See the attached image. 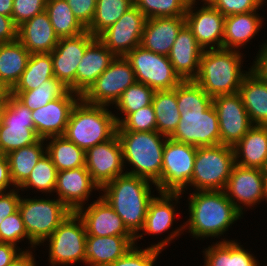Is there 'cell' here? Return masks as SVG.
Instances as JSON below:
<instances>
[{"mask_svg":"<svg viewBox=\"0 0 267 266\" xmlns=\"http://www.w3.org/2000/svg\"><path fill=\"white\" fill-rule=\"evenodd\" d=\"M180 122L170 139L196 147L220 145L218 116L210 97L193 80L177 85Z\"/></svg>","mask_w":267,"mask_h":266,"instance_id":"cell-1","label":"cell"},{"mask_svg":"<svg viewBox=\"0 0 267 266\" xmlns=\"http://www.w3.org/2000/svg\"><path fill=\"white\" fill-rule=\"evenodd\" d=\"M189 201L190 218L186 221V225L184 224L173 231L168 238L150 247L164 250L163 247L167 246L174 237L181 233L180 231H184L187 227L195 238L221 236L242 215L226 196L224 190L196 191L190 195Z\"/></svg>","mask_w":267,"mask_h":266,"instance_id":"cell-2","label":"cell"},{"mask_svg":"<svg viewBox=\"0 0 267 266\" xmlns=\"http://www.w3.org/2000/svg\"><path fill=\"white\" fill-rule=\"evenodd\" d=\"M150 182L139 176L123 174L100 189L104 192L101 197L122 218L135 240L142 238L143 234L137 232L144 226L148 206L153 199Z\"/></svg>","mask_w":267,"mask_h":266,"instance_id":"cell-3","label":"cell"},{"mask_svg":"<svg viewBox=\"0 0 267 266\" xmlns=\"http://www.w3.org/2000/svg\"><path fill=\"white\" fill-rule=\"evenodd\" d=\"M242 56L236 49L204 50L198 74L193 81L212 98L239 92L248 73L241 71Z\"/></svg>","mask_w":267,"mask_h":266,"instance_id":"cell-4","label":"cell"},{"mask_svg":"<svg viewBox=\"0 0 267 266\" xmlns=\"http://www.w3.org/2000/svg\"><path fill=\"white\" fill-rule=\"evenodd\" d=\"M106 107L86 103L81 98L72 109L63 136L85 152L110 140L116 134L117 123L115 114Z\"/></svg>","mask_w":267,"mask_h":266,"instance_id":"cell-5","label":"cell"},{"mask_svg":"<svg viewBox=\"0 0 267 266\" xmlns=\"http://www.w3.org/2000/svg\"><path fill=\"white\" fill-rule=\"evenodd\" d=\"M116 134L123 149L124 163L127 161L134 167L125 173L145 178L155 185L161 178L164 145L168 137L157 131H116Z\"/></svg>","mask_w":267,"mask_h":266,"instance_id":"cell-6","label":"cell"},{"mask_svg":"<svg viewBox=\"0 0 267 266\" xmlns=\"http://www.w3.org/2000/svg\"><path fill=\"white\" fill-rule=\"evenodd\" d=\"M234 165L233 147L223 144L197 147L189 185L197 191L224 190Z\"/></svg>","mask_w":267,"mask_h":266,"instance_id":"cell-7","label":"cell"},{"mask_svg":"<svg viewBox=\"0 0 267 266\" xmlns=\"http://www.w3.org/2000/svg\"><path fill=\"white\" fill-rule=\"evenodd\" d=\"M19 211L30 240L39 245L58 228L72 211L58 198H20Z\"/></svg>","mask_w":267,"mask_h":266,"instance_id":"cell-8","label":"cell"},{"mask_svg":"<svg viewBox=\"0 0 267 266\" xmlns=\"http://www.w3.org/2000/svg\"><path fill=\"white\" fill-rule=\"evenodd\" d=\"M197 147L167 138L164 145L159 192L182 193L191 181Z\"/></svg>","mask_w":267,"mask_h":266,"instance_id":"cell-9","label":"cell"},{"mask_svg":"<svg viewBox=\"0 0 267 266\" xmlns=\"http://www.w3.org/2000/svg\"><path fill=\"white\" fill-rule=\"evenodd\" d=\"M125 57L132 66L137 82L154 91L172 90L183 81L175 72L168 56L154 53L139 45Z\"/></svg>","mask_w":267,"mask_h":266,"instance_id":"cell-10","label":"cell"},{"mask_svg":"<svg viewBox=\"0 0 267 266\" xmlns=\"http://www.w3.org/2000/svg\"><path fill=\"white\" fill-rule=\"evenodd\" d=\"M86 229L76 212L69 214L49 239V262L52 266L69 265L83 261L86 244Z\"/></svg>","mask_w":267,"mask_h":266,"instance_id":"cell-11","label":"cell"},{"mask_svg":"<svg viewBox=\"0 0 267 266\" xmlns=\"http://www.w3.org/2000/svg\"><path fill=\"white\" fill-rule=\"evenodd\" d=\"M32 111L15 96L7 92V106L0 127V149L4 155L36 143L37 135L32 120Z\"/></svg>","mask_w":267,"mask_h":266,"instance_id":"cell-12","label":"cell"},{"mask_svg":"<svg viewBox=\"0 0 267 266\" xmlns=\"http://www.w3.org/2000/svg\"><path fill=\"white\" fill-rule=\"evenodd\" d=\"M132 66L125 56H116L81 98L89 104H115L121 94L136 83Z\"/></svg>","mask_w":267,"mask_h":266,"instance_id":"cell-13","label":"cell"},{"mask_svg":"<svg viewBox=\"0 0 267 266\" xmlns=\"http://www.w3.org/2000/svg\"><path fill=\"white\" fill-rule=\"evenodd\" d=\"M218 116L220 144L233 147L253 126L239 92L213 98Z\"/></svg>","mask_w":267,"mask_h":266,"instance_id":"cell-14","label":"cell"},{"mask_svg":"<svg viewBox=\"0 0 267 266\" xmlns=\"http://www.w3.org/2000/svg\"><path fill=\"white\" fill-rule=\"evenodd\" d=\"M146 17L133 5L97 38L115 55L126 56L140 45Z\"/></svg>","mask_w":267,"mask_h":266,"instance_id":"cell-15","label":"cell"},{"mask_svg":"<svg viewBox=\"0 0 267 266\" xmlns=\"http://www.w3.org/2000/svg\"><path fill=\"white\" fill-rule=\"evenodd\" d=\"M85 155V167L100 189L116 177L126 174L123 173L126 164L117 134L110 140L89 148Z\"/></svg>","mask_w":267,"mask_h":266,"instance_id":"cell-16","label":"cell"},{"mask_svg":"<svg viewBox=\"0 0 267 266\" xmlns=\"http://www.w3.org/2000/svg\"><path fill=\"white\" fill-rule=\"evenodd\" d=\"M87 30L75 37L60 38L50 52L54 77L76 92V71L86 48L95 39Z\"/></svg>","mask_w":267,"mask_h":266,"instance_id":"cell-17","label":"cell"},{"mask_svg":"<svg viewBox=\"0 0 267 266\" xmlns=\"http://www.w3.org/2000/svg\"><path fill=\"white\" fill-rule=\"evenodd\" d=\"M203 1L205 6L196 12L193 10L196 0L189 2L185 14L186 24L204 50L222 48L225 16L206 0Z\"/></svg>","mask_w":267,"mask_h":266,"instance_id":"cell-18","label":"cell"},{"mask_svg":"<svg viewBox=\"0 0 267 266\" xmlns=\"http://www.w3.org/2000/svg\"><path fill=\"white\" fill-rule=\"evenodd\" d=\"M265 178L266 171L264 170L245 168L235 164L224 192L243 214L241 204H244L245 207H251L261 202V199L264 200Z\"/></svg>","mask_w":267,"mask_h":266,"instance_id":"cell-19","label":"cell"},{"mask_svg":"<svg viewBox=\"0 0 267 266\" xmlns=\"http://www.w3.org/2000/svg\"><path fill=\"white\" fill-rule=\"evenodd\" d=\"M80 99V94L69 90L64 96L33 110L31 115L37 135L41 139L63 136L72 109Z\"/></svg>","mask_w":267,"mask_h":266,"instance_id":"cell-20","label":"cell"},{"mask_svg":"<svg viewBox=\"0 0 267 266\" xmlns=\"http://www.w3.org/2000/svg\"><path fill=\"white\" fill-rule=\"evenodd\" d=\"M85 208H79L76 213L82 219L87 235L133 236L125 227L122 218L101 196Z\"/></svg>","mask_w":267,"mask_h":266,"instance_id":"cell-21","label":"cell"},{"mask_svg":"<svg viewBox=\"0 0 267 266\" xmlns=\"http://www.w3.org/2000/svg\"><path fill=\"white\" fill-rule=\"evenodd\" d=\"M93 189L100 188L86 167L57 171L55 192L58 194V199L72 212L84 208L85 200L87 201Z\"/></svg>","mask_w":267,"mask_h":266,"instance_id":"cell-22","label":"cell"},{"mask_svg":"<svg viewBox=\"0 0 267 266\" xmlns=\"http://www.w3.org/2000/svg\"><path fill=\"white\" fill-rule=\"evenodd\" d=\"M204 49L197 43L191 29L185 24L176 37L168 55L175 72L183 80H194Z\"/></svg>","mask_w":267,"mask_h":266,"instance_id":"cell-23","label":"cell"},{"mask_svg":"<svg viewBox=\"0 0 267 266\" xmlns=\"http://www.w3.org/2000/svg\"><path fill=\"white\" fill-rule=\"evenodd\" d=\"M185 17H159L146 19L140 45L149 51L168 56Z\"/></svg>","mask_w":267,"mask_h":266,"instance_id":"cell-24","label":"cell"},{"mask_svg":"<svg viewBox=\"0 0 267 266\" xmlns=\"http://www.w3.org/2000/svg\"><path fill=\"white\" fill-rule=\"evenodd\" d=\"M134 236H86L84 258L89 266H108L135 245Z\"/></svg>","mask_w":267,"mask_h":266,"instance_id":"cell-25","label":"cell"},{"mask_svg":"<svg viewBox=\"0 0 267 266\" xmlns=\"http://www.w3.org/2000/svg\"><path fill=\"white\" fill-rule=\"evenodd\" d=\"M18 40L33 53H50L59 38L53 29L48 13L43 11L18 26Z\"/></svg>","mask_w":267,"mask_h":266,"instance_id":"cell-26","label":"cell"},{"mask_svg":"<svg viewBox=\"0 0 267 266\" xmlns=\"http://www.w3.org/2000/svg\"><path fill=\"white\" fill-rule=\"evenodd\" d=\"M116 56L96 37L86 48L77 66L76 93L81 96L106 70Z\"/></svg>","mask_w":267,"mask_h":266,"instance_id":"cell-27","label":"cell"},{"mask_svg":"<svg viewBox=\"0 0 267 266\" xmlns=\"http://www.w3.org/2000/svg\"><path fill=\"white\" fill-rule=\"evenodd\" d=\"M234 153L236 165L266 171L267 126L253 125L234 146Z\"/></svg>","mask_w":267,"mask_h":266,"instance_id":"cell-28","label":"cell"},{"mask_svg":"<svg viewBox=\"0 0 267 266\" xmlns=\"http://www.w3.org/2000/svg\"><path fill=\"white\" fill-rule=\"evenodd\" d=\"M239 93L251 123L267 126V82L250 70L240 85Z\"/></svg>","mask_w":267,"mask_h":266,"instance_id":"cell-29","label":"cell"},{"mask_svg":"<svg viewBox=\"0 0 267 266\" xmlns=\"http://www.w3.org/2000/svg\"><path fill=\"white\" fill-rule=\"evenodd\" d=\"M256 13L255 10L225 17L222 48L238 49L258 33L262 28V18Z\"/></svg>","mask_w":267,"mask_h":266,"instance_id":"cell-30","label":"cell"},{"mask_svg":"<svg viewBox=\"0 0 267 266\" xmlns=\"http://www.w3.org/2000/svg\"><path fill=\"white\" fill-rule=\"evenodd\" d=\"M30 55L18 39L10 43L0 44V84L8 92L20 80Z\"/></svg>","mask_w":267,"mask_h":266,"instance_id":"cell-31","label":"cell"},{"mask_svg":"<svg viewBox=\"0 0 267 266\" xmlns=\"http://www.w3.org/2000/svg\"><path fill=\"white\" fill-rule=\"evenodd\" d=\"M161 197H153L148 206L142 230L143 234H161L170 229L176 216L173 201L178 202L182 193L158 192ZM172 201V204H171Z\"/></svg>","mask_w":267,"mask_h":266,"instance_id":"cell-32","label":"cell"},{"mask_svg":"<svg viewBox=\"0 0 267 266\" xmlns=\"http://www.w3.org/2000/svg\"><path fill=\"white\" fill-rule=\"evenodd\" d=\"M234 241H219L203 252L204 266H258L255 257Z\"/></svg>","mask_w":267,"mask_h":266,"instance_id":"cell-33","label":"cell"},{"mask_svg":"<svg viewBox=\"0 0 267 266\" xmlns=\"http://www.w3.org/2000/svg\"><path fill=\"white\" fill-rule=\"evenodd\" d=\"M44 141L45 139L40 138L32 145L15 149L7 154L11 180L17 189L28 179L38 161L46 154Z\"/></svg>","mask_w":267,"mask_h":266,"instance_id":"cell-34","label":"cell"},{"mask_svg":"<svg viewBox=\"0 0 267 266\" xmlns=\"http://www.w3.org/2000/svg\"><path fill=\"white\" fill-rule=\"evenodd\" d=\"M152 106L156 116L157 132L169 138L180 122L177 86L172 90L155 91Z\"/></svg>","mask_w":267,"mask_h":266,"instance_id":"cell-35","label":"cell"},{"mask_svg":"<svg viewBox=\"0 0 267 266\" xmlns=\"http://www.w3.org/2000/svg\"><path fill=\"white\" fill-rule=\"evenodd\" d=\"M46 146V153L52 160L57 171L85 167V151L64 136H52Z\"/></svg>","mask_w":267,"mask_h":266,"instance_id":"cell-36","label":"cell"},{"mask_svg":"<svg viewBox=\"0 0 267 266\" xmlns=\"http://www.w3.org/2000/svg\"><path fill=\"white\" fill-rule=\"evenodd\" d=\"M54 78L50 53H33L27 62L20 80L11 91H29L36 89L46 80Z\"/></svg>","mask_w":267,"mask_h":266,"instance_id":"cell-37","label":"cell"},{"mask_svg":"<svg viewBox=\"0 0 267 266\" xmlns=\"http://www.w3.org/2000/svg\"><path fill=\"white\" fill-rule=\"evenodd\" d=\"M45 11L59 39L75 37L86 31L66 0H47Z\"/></svg>","mask_w":267,"mask_h":266,"instance_id":"cell-38","label":"cell"},{"mask_svg":"<svg viewBox=\"0 0 267 266\" xmlns=\"http://www.w3.org/2000/svg\"><path fill=\"white\" fill-rule=\"evenodd\" d=\"M133 5L134 0H97L93 21L86 30L98 37Z\"/></svg>","mask_w":267,"mask_h":266,"instance_id":"cell-39","label":"cell"},{"mask_svg":"<svg viewBox=\"0 0 267 266\" xmlns=\"http://www.w3.org/2000/svg\"><path fill=\"white\" fill-rule=\"evenodd\" d=\"M68 91L69 88L54 77L46 80L34 90L10 91L9 93L33 111L58 97L64 96Z\"/></svg>","mask_w":267,"mask_h":266,"instance_id":"cell-40","label":"cell"},{"mask_svg":"<svg viewBox=\"0 0 267 266\" xmlns=\"http://www.w3.org/2000/svg\"><path fill=\"white\" fill-rule=\"evenodd\" d=\"M154 92L155 91L151 87L139 82L129 86L115 103L117 109L124 115L121 119L115 115L117 125L129 114L140 108L151 105Z\"/></svg>","mask_w":267,"mask_h":266,"instance_id":"cell-41","label":"cell"},{"mask_svg":"<svg viewBox=\"0 0 267 266\" xmlns=\"http://www.w3.org/2000/svg\"><path fill=\"white\" fill-rule=\"evenodd\" d=\"M191 0H134V5L146 19L159 17H185Z\"/></svg>","mask_w":267,"mask_h":266,"instance_id":"cell-42","label":"cell"},{"mask_svg":"<svg viewBox=\"0 0 267 266\" xmlns=\"http://www.w3.org/2000/svg\"><path fill=\"white\" fill-rule=\"evenodd\" d=\"M57 169L46 153L36 164L28 179L19 187L20 189L35 188L41 192H54L56 187Z\"/></svg>","mask_w":267,"mask_h":266,"instance_id":"cell-43","label":"cell"},{"mask_svg":"<svg viewBox=\"0 0 267 266\" xmlns=\"http://www.w3.org/2000/svg\"><path fill=\"white\" fill-rule=\"evenodd\" d=\"M116 131H157L156 116L152 104L129 114Z\"/></svg>","mask_w":267,"mask_h":266,"instance_id":"cell-44","label":"cell"},{"mask_svg":"<svg viewBox=\"0 0 267 266\" xmlns=\"http://www.w3.org/2000/svg\"><path fill=\"white\" fill-rule=\"evenodd\" d=\"M23 238L29 240L32 248L36 246L28 237L21 213L18 210L12 215L7 216L0 223V242L10 243L16 246L17 242H20Z\"/></svg>","mask_w":267,"mask_h":266,"instance_id":"cell-45","label":"cell"},{"mask_svg":"<svg viewBox=\"0 0 267 266\" xmlns=\"http://www.w3.org/2000/svg\"><path fill=\"white\" fill-rule=\"evenodd\" d=\"M135 246L108 266H153L161 250L152 247L138 250Z\"/></svg>","mask_w":267,"mask_h":266,"instance_id":"cell-46","label":"cell"},{"mask_svg":"<svg viewBox=\"0 0 267 266\" xmlns=\"http://www.w3.org/2000/svg\"><path fill=\"white\" fill-rule=\"evenodd\" d=\"M265 0H206L225 17L258 10Z\"/></svg>","mask_w":267,"mask_h":266,"instance_id":"cell-47","label":"cell"},{"mask_svg":"<svg viewBox=\"0 0 267 266\" xmlns=\"http://www.w3.org/2000/svg\"><path fill=\"white\" fill-rule=\"evenodd\" d=\"M47 0H13L12 19L19 26L45 11Z\"/></svg>","mask_w":267,"mask_h":266,"instance_id":"cell-48","label":"cell"},{"mask_svg":"<svg viewBox=\"0 0 267 266\" xmlns=\"http://www.w3.org/2000/svg\"><path fill=\"white\" fill-rule=\"evenodd\" d=\"M75 18L87 29L93 21L97 0H66Z\"/></svg>","mask_w":267,"mask_h":266,"instance_id":"cell-49","label":"cell"},{"mask_svg":"<svg viewBox=\"0 0 267 266\" xmlns=\"http://www.w3.org/2000/svg\"><path fill=\"white\" fill-rule=\"evenodd\" d=\"M16 189L0 193V223L19 210L20 196Z\"/></svg>","mask_w":267,"mask_h":266,"instance_id":"cell-50","label":"cell"},{"mask_svg":"<svg viewBox=\"0 0 267 266\" xmlns=\"http://www.w3.org/2000/svg\"><path fill=\"white\" fill-rule=\"evenodd\" d=\"M18 39V26L12 17L0 14V44L10 43Z\"/></svg>","mask_w":267,"mask_h":266,"instance_id":"cell-51","label":"cell"},{"mask_svg":"<svg viewBox=\"0 0 267 266\" xmlns=\"http://www.w3.org/2000/svg\"><path fill=\"white\" fill-rule=\"evenodd\" d=\"M261 47L250 70L262 81L267 82V43H264Z\"/></svg>","mask_w":267,"mask_h":266,"instance_id":"cell-52","label":"cell"},{"mask_svg":"<svg viewBox=\"0 0 267 266\" xmlns=\"http://www.w3.org/2000/svg\"><path fill=\"white\" fill-rule=\"evenodd\" d=\"M10 243L0 242V266H9L14 258L21 252L20 248Z\"/></svg>","mask_w":267,"mask_h":266,"instance_id":"cell-53","label":"cell"},{"mask_svg":"<svg viewBox=\"0 0 267 266\" xmlns=\"http://www.w3.org/2000/svg\"><path fill=\"white\" fill-rule=\"evenodd\" d=\"M13 182L10 176L9 161L7 155L0 157V193L6 192L5 190L12 185Z\"/></svg>","mask_w":267,"mask_h":266,"instance_id":"cell-54","label":"cell"},{"mask_svg":"<svg viewBox=\"0 0 267 266\" xmlns=\"http://www.w3.org/2000/svg\"><path fill=\"white\" fill-rule=\"evenodd\" d=\"M33 253L29 250L21 251L11 262L9 266H36Z\"/></svg>","mask_w":267,"mask_h":266,"instance_id":"cell-55","label":"cell"},{"mask_svg":"<svg viewBox=\"0 0 267 266\" xmlns=\"http://www.w3.org/2000/svg\"><path fill=\"white\" fill-rule=\"evenodd\" d=\"M13 0H0V14L11 17Z\"/></svg>","mask_w":267,"mask_h":266,"instance_id":"cell-56","label":"cell"},{"mask_svg":"<svg viewBox=\"0 0 267 266\" xmlns=\"http://www.w3.org/2000/svg\"><path fill=\"white\" fill-rule=\"evenodd\" d=\"M7 106V93L0 99V127L3 124V117Z\"/></svg>","mask_w":267,"mask_h":266,"instance_id":"cell-57","label":"cell"},{"mask_svg":"<svg viewBox=\"0 0 267 266\" xmlns=\"http://www.w3.org/2000/svg\"><path fill=\"white\" fill-rule=\"evenodd\" d=\"M8 91L0 84V99L7 93Z\"/></svg>","mask_w":267,"mask_h":266,"instance_id":"cell-58","label":"cell"},{"mask_svg":"<svg viewBox=\"0 0 267 266\" xmlns=\"http://www.w3.org/2000/svg\"><path fill=\"white\" fill-rule=\"evenodd\" d=\"M264 199H266L267 201V172H266V178H265Z\"/></svg>","mask_w":267,"mask_h":266,"instance_id":"cell-59","label":"cell"}]
</instances>
